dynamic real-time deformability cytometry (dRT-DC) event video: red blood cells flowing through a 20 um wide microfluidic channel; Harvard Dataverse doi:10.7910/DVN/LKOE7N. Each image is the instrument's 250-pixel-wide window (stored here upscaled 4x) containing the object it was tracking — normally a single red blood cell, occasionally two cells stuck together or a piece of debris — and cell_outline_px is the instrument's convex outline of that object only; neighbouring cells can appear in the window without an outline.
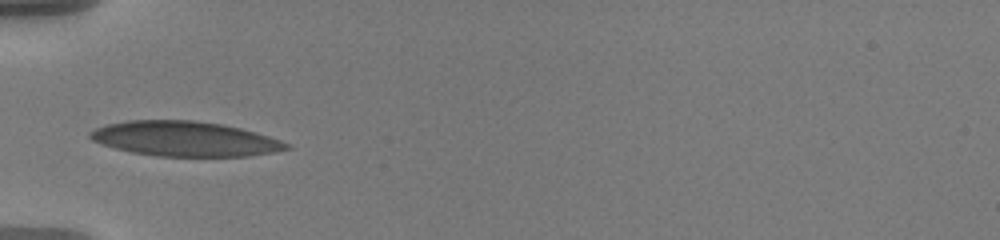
{"species": "human", "species_latin": "Homo sapiens", "temperature_condition": "warm", "stored_images_in_passage": 5, "camera_frame_rate_fps": 3000, "um_per_image_px": 0.085, "donor": {"sex": "male"}, "frame": {"image": 1, "passage_image": 2, "time_ms": 0.667, "image_size_px": [1000, 240], "cell_outline_px": [[292, 148], [272, 152], [248, 156], [160, 156], [132, 152], [116, 148], [92, 140], [88, 136], [88, 132], [96, 128], [108, 124], [128, 120], [192, 120], [220, 124], [240, 128], [268, 136], [292, 144]], "centroid_in_image_um": [15.72, 11.8], "position_along_channel_um": 69.3, "area_um2": 39.59}}
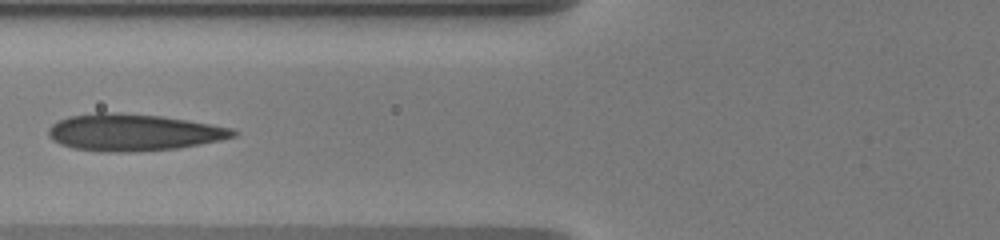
{"frame": {"image": 2, "passage_image": 4, "time_ms": 2.0, "image_size_px": [1000, 240], "cell_outline_px": [[240, 132], [236, 136], [220, 140], [200, 144], [176, 148], [128, 152], [100, 152], [72, 148], [60, 144], [52, 140], [48, 136], [48, 128], [52, 124], [68, 116], [96, 112], [116, 112], [160, 116], [188, 120], [232, 128]], "centroid_in_image_um": [11.31, 11.25], "position_along_channel_um": 114.5, "area_um2": 39.82}}